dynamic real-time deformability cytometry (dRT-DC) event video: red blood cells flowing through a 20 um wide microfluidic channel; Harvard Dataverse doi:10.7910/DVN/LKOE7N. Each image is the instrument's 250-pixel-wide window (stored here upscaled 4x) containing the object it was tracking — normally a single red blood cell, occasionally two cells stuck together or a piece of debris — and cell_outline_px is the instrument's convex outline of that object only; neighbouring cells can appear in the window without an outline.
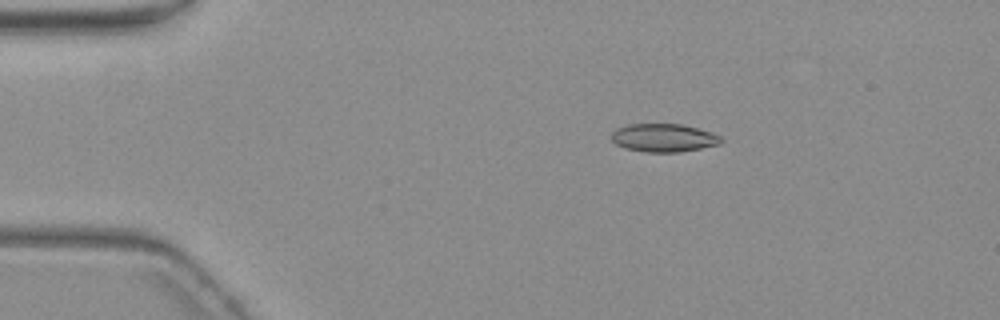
{"species": "common noctule bat (a hibernating species)", "species_latin": "Nyctalus noctula", "temperature_condition": "warm", "stored_images_in_passage": 5, "camera_frame_rate_fps": 3000, "um_per_image_px": 0.085, "animal": {"sex": "female", "body_mass_g": 19.3, "forearm_length_mm": 54.1}, "frame": {"image": 1, "passage_image": 3, "time_ms": 2.667, "image_size_px": [1000, 320], "cell_outline_px": [[724, 140], [720, 144], [680, 152], [644, 152], [624, 148], [616, 144], [608, 136], [616, 128], [628, 124], [684, 124], [712, 132], [720, 136]], "centroid_in_image_um": [56.39, 11.71], "position_along_channel_um": 28.6, "area_um2": 18.26}}